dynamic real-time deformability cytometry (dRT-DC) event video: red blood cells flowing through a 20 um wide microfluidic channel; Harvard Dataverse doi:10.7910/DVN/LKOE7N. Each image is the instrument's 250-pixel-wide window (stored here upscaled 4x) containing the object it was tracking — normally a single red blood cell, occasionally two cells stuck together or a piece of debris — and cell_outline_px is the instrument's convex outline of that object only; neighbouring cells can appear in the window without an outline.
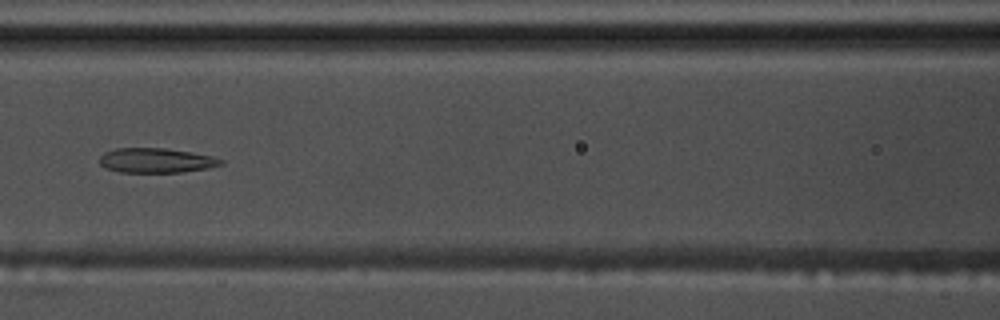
{"species": "common noctule bat (a hibernating species)", "species_latin": "Nyctalus noctula", "temperature_condition": "warm", "stored_images_in_passage": 55, "camera_frame_rate_fps": 3000, "um_per_image_px": 0.085, "animal": {"sex": "male", "body_mass_g": 17.5, "forearm_length_mm": 52.3}, "frame": {"image": 1, "passage_image": 25, "time_ms": 8.0, "image_size_px": [1000, 320], "cell_outline_px": [[224, 164], [208, 168], [180, 172], [120, 172], [104, 168], [100, 164], [100, 156], [104, 152], [116, 148], [164, 148], [212, 156], [224, 160]], "centroid_in_image_um": [13.25, 13.64], "position_along_channel_um": 153.4, "area_um2": 17.4}}
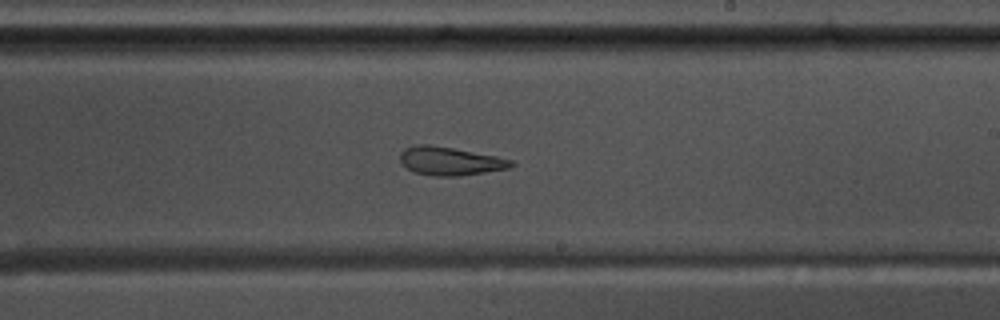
{"frame": {"image": 2, "passage_image": 33, "time_ms": 10.667, "image_size_px": [1000, 320], "cell_outline_px": [[516, 164], [508, 168], [460, 176], [432, 176], [416, 172], [408, 168], [400, 160], [400, 152], [404, 148], [416, 144], [428, 144], [452, 148], [496, 156], [512, 160]], "centroid_in_image_um": [38.24, 13.68], "position_along_channel_um": 250.8, "area_um2": 18.21}}
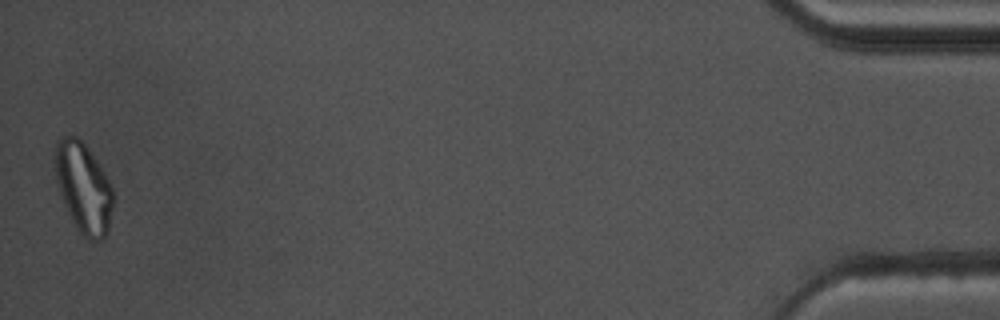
{"frame": {"image": 3, "passage_image": 55, "time_ms": 18.0, "image_size_px": [1000, 320], "cell_outline_px": [[112, 208], [108, 232], [100, 240], [88, 240], [76, 228], [68, 212], [60, 192], [56, 180], [56, 140], [64, 136], [76, 136], [84, 144], [96, 160], [108, 180], [112, 188]], "centroid_in_image_um": [7.1, 15.98], "position_along_channel_um": 428.1, "area_um2": 29.77}, "authors_computed_cell_mechanics": {"area_um2": 22.4842, "velocity_mm_per_s": 3.6765, "shape_relaxation_time_tau1_ms": null, "shape_relaxation_time_tau2_ms": 3.0459, "deformation_change_tau1": null, "deformation_change_tau2": 0.1055}}